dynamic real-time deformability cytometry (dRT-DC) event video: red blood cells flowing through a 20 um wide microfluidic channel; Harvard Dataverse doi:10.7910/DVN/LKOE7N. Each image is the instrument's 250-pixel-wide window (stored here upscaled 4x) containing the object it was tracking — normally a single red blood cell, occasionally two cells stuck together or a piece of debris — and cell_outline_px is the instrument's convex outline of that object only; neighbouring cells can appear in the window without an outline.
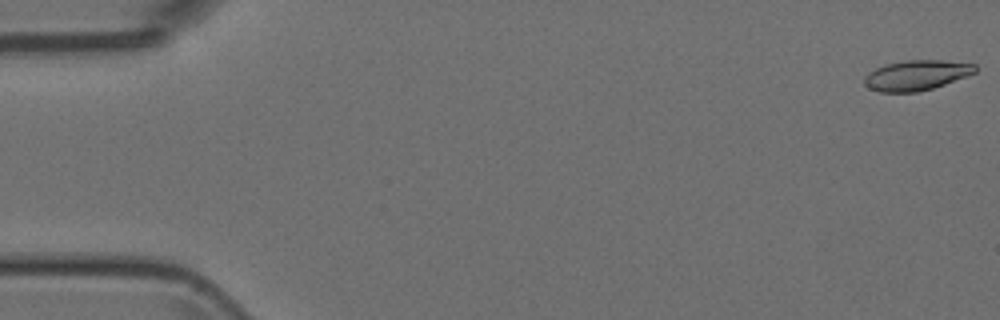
{"species": "Egyptian fruit bat (a non-hibernating species)", "species_latin": "Rousettus aegyptiacus", "temperature_condition": "room temperature", "stored_images_in_passage": 51, "camera_frame_rate_fps": 3000, "um_per_image_px": 0.085, "animal": {"sex": "female"}, "frame": {"image": 1, "passage_image": 1, "time_ms": 0.0, "image_size_px": [1000, 320], "cell_outline_px": [[976, 72], [968, 76], [932, 88], [916, 92], [880, 92], [868, 88], [864, 84], [864, 76], [868, 72], [884, 64], [908, 60], [944, 60], [976, 64]], "centroid_in_image_um": [77.88, 6.39], "position_along_channel_um": 7.1, "area_um2": 19.54}}
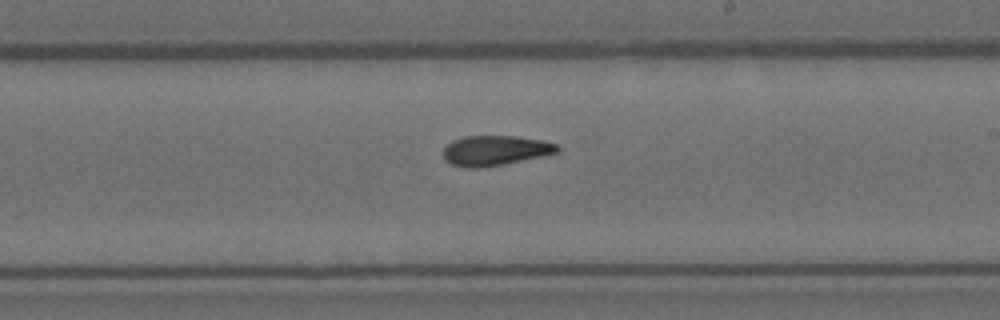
{"frame": {"image": 2, "passage_image": 30, "time_ms": 9.667, "image_size_px": [1000, 320], "cell_outline_px": [[560, 152], [504, 164], [480, 168], [468, 168], [452, 164], [444, 160], [444, 148], [452, 140], [464, 136], [512, 136], [544, 140], [556, 144], [560, 148]], "centroid_in_image_um": [42.09, 12.79], "position_along_channel_um": 246.9, "area_um2": 19.94}}
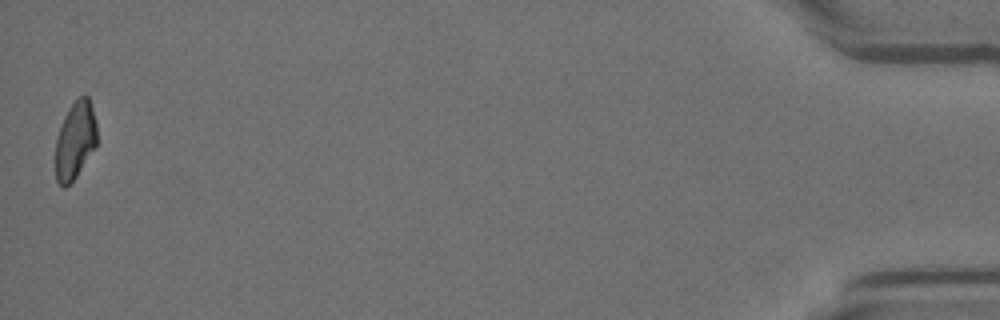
{"frame": {"image": 3, "passage_image": 51, "time_ms": 16.667, "image_size_px": [1000, 320], "cell_outline_px": [[96, 144], [76, 176], [64, 188], [56, 180], [56, 136], [64, 116], [68, 108], [76, 96], [88, 96], [96, 120]], "centroid_in_image_um": [6.37, 11.87], "position_along_channel_um": 428.8, "area_um2": 18.55}}